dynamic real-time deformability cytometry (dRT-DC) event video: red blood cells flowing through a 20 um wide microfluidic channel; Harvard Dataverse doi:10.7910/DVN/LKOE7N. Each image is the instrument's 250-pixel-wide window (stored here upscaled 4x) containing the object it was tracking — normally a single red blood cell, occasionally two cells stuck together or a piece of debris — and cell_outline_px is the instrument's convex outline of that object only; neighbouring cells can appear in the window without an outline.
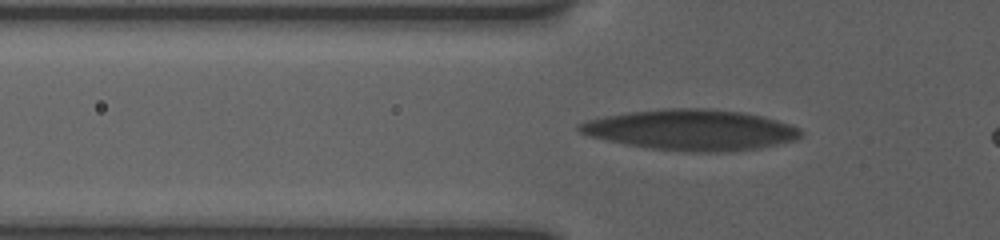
{"species": "human", "species_latin": "Homo sapiens", "temperature_condition": "room temperature", "stored_images_in_passage": 22, "camera_frame_rate_fps": 3000, "um_per_image_px": 0.085, "donor": {"sex": "female"}, "frame": {"image": 1, "passage_image": 12, "time_ms": 2.667, "image_size_px": [1000, 240], "cell_outline_px": [[800, 136], [796, 140], [760, 148], [724, 152], [692, 152], [652, 148], [628, 144], [608, 140], [592, 136], [580, 132], [576, 128], [576, 124], [588, 120], [604, 116], [628, 112], [668, 108], [704, 108], [740, 112], [764, 116], [800, 128]], "centroid_in_image_um": [58.75, 11.04], "position_along_channel_um": 67.0, "area_um2": 52.14}}
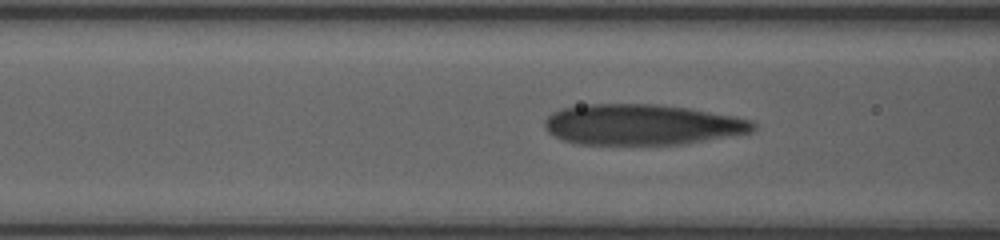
{"frame": {"image": 2, "passage_image": 19, "time_ms": 4.0, "image_size_px": [1000, 240], "cell_outline_px": [[756, 128], [748, 132], [680, 144], [580, 144], [564, 140], [548, 132], [544, 124], [544, 120], [552, 112], [564, 108], [584, 104], [656, 104], [688, 108], [732, 116], [748, 120], [756, 124]], "centroid_in_image_um": [54.49, 10.58], "position_along_channel_um": 112.1, "area_um2": 48.73}}